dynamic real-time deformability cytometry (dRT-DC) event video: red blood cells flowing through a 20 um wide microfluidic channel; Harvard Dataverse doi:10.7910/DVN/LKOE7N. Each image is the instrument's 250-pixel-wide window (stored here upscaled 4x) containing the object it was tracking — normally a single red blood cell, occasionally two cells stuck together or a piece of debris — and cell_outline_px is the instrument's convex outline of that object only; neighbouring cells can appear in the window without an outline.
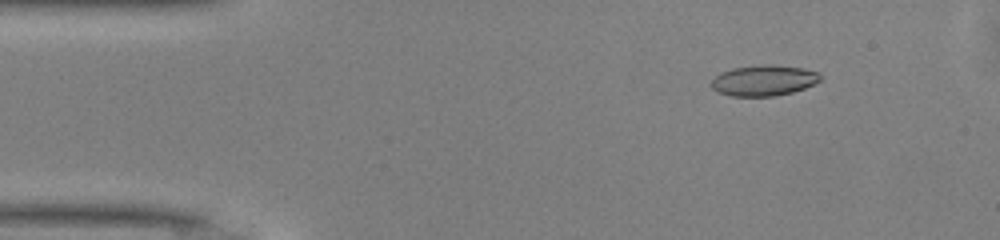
{"species": "common noctule bat (a hibernating species)", "species_latin": "Nyctalus noctula", "temperature_condition": "warm", "stored_images_in_passage": 37, "camera_frame_rate_fps": 3000, "um_per_image_px": 0.085, "animal": {"sex": "male", "body_mass_g": 13.0, "forearm_length_mm": 53.1}, "frame": {"image": 1, "passage_image": 1, "time_ms": 0.0, "image_size_px": [1000, 240], "cell_outline_px": [[824, 76], [820, 80], [804, 88], [792, 92], [772, 96], [732, 96], [716, 92], [712, 88], [712, 80], [720, 72], [732, 68], [764, 64], [772, 64], [804, 68], [816, 72]], "centroid_in_image_um": [64.91, 6.83], "position_along_channel_um": 20.1, "area_um2": 19.54}}
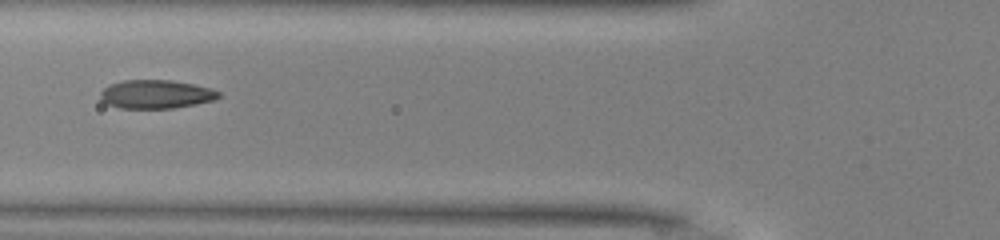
{"frame": {"image": 2, "passage_image": 13, "time_ms": 4.0, "image_size_px": [1000, 240], "cell_outline_px": [[220, 96], [216, 100], [196, 104], [172, 108], [120, 108], [108, 104], [100, 100], [100, 92], [108, 84], [124, 80], [172, 80], [212, 88], [220, 92]], "centroid_in_image_um": [13.26, 8.0], "position_along_channel_um": 112.5, "area_um2": 19.83}}
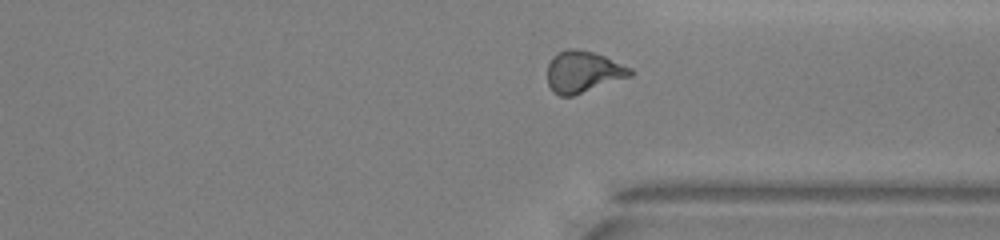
{"frame": {"image": 3, "passage_image": 31, "time_ms": 10.0, "image_size_px": [1000, 240], "cell_outline_px": [[632, 76], [572, 96], [560, 96], [552, 92], [548, 84], [548, 64], [560, 52], [568, 48], [576, 48], [592, 52], [604, 56], [632, 68]], "centroid_in_image_um": [49.57, 6.12], "position_along_channel_um": 361.8, "area_um2": 19.88}, "authors_computed_cell_mechanics": {"area_um2": 19.5942, "velocity_mm_per_s": 4.1635, "shape_relaxation_time_tau1_ms": 5.5197, "shape_relaxation_time_tau2_ms": 1.4951, "deformation_change_tau1": 0.1839, "deformation_change_tau2": 0.0719}}